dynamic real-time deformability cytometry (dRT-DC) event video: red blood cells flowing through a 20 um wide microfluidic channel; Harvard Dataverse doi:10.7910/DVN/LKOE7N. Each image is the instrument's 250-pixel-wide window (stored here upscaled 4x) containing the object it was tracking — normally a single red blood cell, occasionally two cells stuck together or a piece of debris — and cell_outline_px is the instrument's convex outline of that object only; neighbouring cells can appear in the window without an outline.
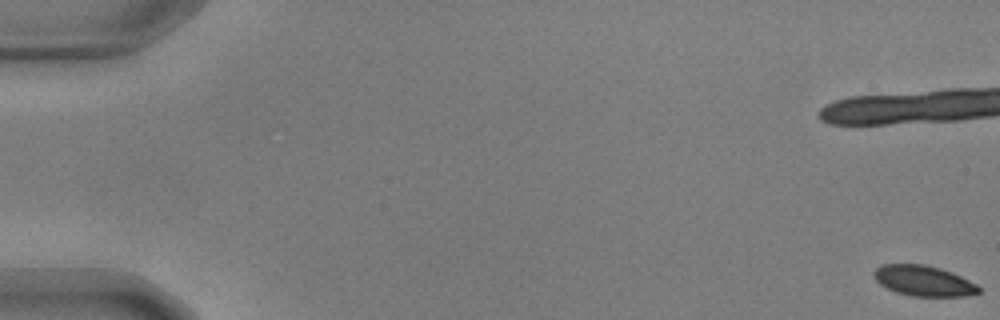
{"species": "common noctule bat (a hibernating species)", "species_latin": "Nyctalus noctula", "temperature_condition": "warm", "stored_images_in_passage": 58, "camera_frame_rate_fps": 3000, "um_per_image_px": 0.085, "animal": {"sex": "male", "body_mass_g": 17.9, "forearm_length_mm": 54.2}, "frame": {"image": 1, "passage_image": 1, "time_ms": 0.0, "image_size_px": [1000, 320], "cell_outline_px": [[980, 292], [964, 296], [912, 296], [896, 292], [880, 284], [876, 280], [872, 272], [876, 268], [884, 264], [924, 264], [940, 268], [952, 272], [976, 284], [980, 288]], "centroid_in_image_um": [78.49, 23.86], "position_along_channel_um": 6.5, "area_um2": 18.5}}